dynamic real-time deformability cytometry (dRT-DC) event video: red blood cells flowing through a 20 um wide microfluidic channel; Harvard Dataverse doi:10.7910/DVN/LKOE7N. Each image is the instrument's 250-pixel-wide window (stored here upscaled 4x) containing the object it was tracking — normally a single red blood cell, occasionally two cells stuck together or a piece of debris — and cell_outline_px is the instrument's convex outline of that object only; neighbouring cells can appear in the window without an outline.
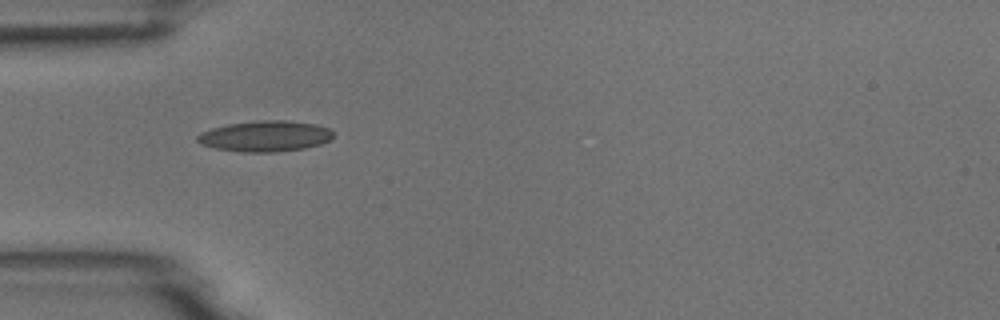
{"species": "common noctule bat (a hibernating species)", "species_latin": "Nyctalus noctula", "temperature_condition": "room temperature", "stored_images_in_passage": 38, "camera_frame_rate_fps": 3000, "um_per_image_px": 0.085, "animal": {"sex": "male", "body_mass_g": 18.8}, "frame": {"image": 1, "passage_image": 1, "time_ms": 0.0, "image_size_px": [1000, 320], "cell_outline_px": [[332, 140], [320, 144], [304, 148], [276, 152], [244, 152], [216, 148], [200, 144], [196, 140], [196, 136], [200, 132], [212, 128], [228, 124], [260, 120], [288, 120], [316, 124], [328, 128], [332, 132]], "centroid_in_image_um": [22.53, 11.57], "position_along_channel_um": 62.5, "area_um2": 24.45}}
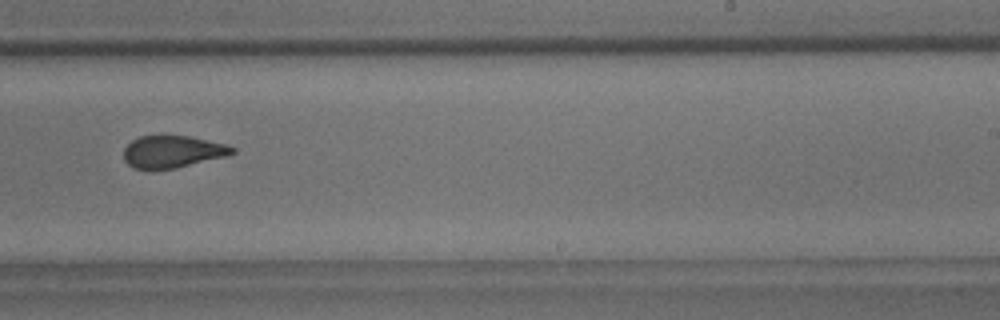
{"frame": {"image": 2, "passage_image": 18, "time_ms": 5.667, "image_size_px": [1000, 320], "cell_outline_px": [[236, 152], [228, 156], [176, 168], [152, 172], [132, 168], [124, 160], [124, 148], [132, 140], [140, 136], [160, 132], [164, 132], [188, 136], [228, 144], [236, 148]], "centroid_in_image_um": [14.64, 12.88], "position_along_channel_um": 274.4, "area_um2": 21.68}}
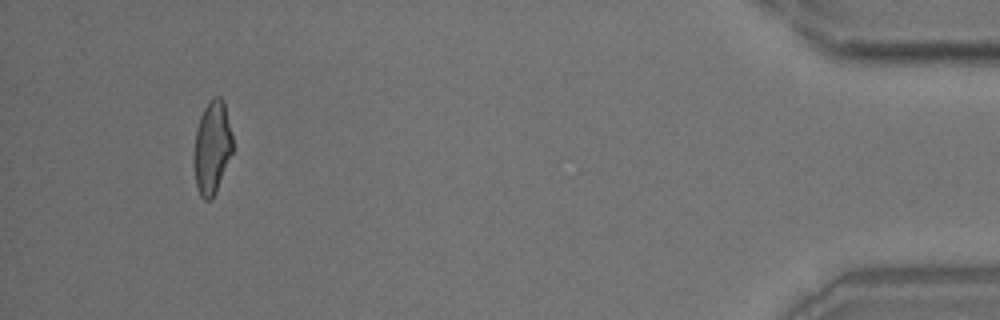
{"frame": {"image": 3, "passage_image": 35, "time_ms": 11.333, "image_size_px": [1000, 320], "cell_outline_px": [[232, 152], [216, 192], [208, 200], [204, 200], [200, 196], [196, 184], [192, 156], [192, 152], [196, 128], [200, 116], [204, 108], [212, 96], [220, 96], [224, 100], [232, 136]], "centroid_in_image_um": [17.99, 12.5], "position_along_channel_um": 417.2, "area_um2": 21.21}, "authors_computed_cell_mechanics": {"area_um2": 21.6461, "velocity_mm_per_s": 3.7583, "shape_relaxation_time_tau1_ms": 6.1614, "shape_relaxation_time_tau2_ms": 1.5436, "deformation_change_tau1": 0.1807, "deformation_change_tau2": 0.0845}}